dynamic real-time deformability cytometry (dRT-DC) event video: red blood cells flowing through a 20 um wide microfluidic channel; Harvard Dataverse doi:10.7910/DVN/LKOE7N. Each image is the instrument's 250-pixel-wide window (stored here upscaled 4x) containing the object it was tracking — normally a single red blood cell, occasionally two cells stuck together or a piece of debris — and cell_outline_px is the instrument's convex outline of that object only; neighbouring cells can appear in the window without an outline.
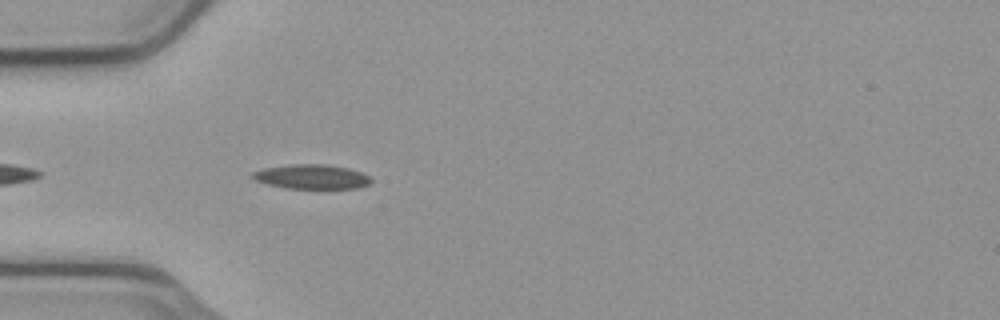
{"species": "common noctule bat (a hibernating species)", "species_latin": "Nyctalus noctula", "temperature_condition": "cold", "stored_images_in_passage": 8, "camera_frame_rate_fps": 3000, "um_per_image_px": 0.085, "animal": {"sex": "male", "body_mass_g": 23.1, "forearm_length_mm": 52.7}, "frame": {"image": 1, "passage_image": 4, "time_ms": 1.0, "image_size_px": [1000, 320], "cell_outline_px": [[372, 180], [368, 184], [360, 188], [284, 188], [268, 184], [256, 180], [252, 176], [252, 172], [264, 168], [292, 164], [324, 164], [348, 168], [360, 172], [368, 176]], "centroid_in_image_um": [26.49, 15.02], "position_along_channel_um": 58.5, "area_um2": 16.7}}